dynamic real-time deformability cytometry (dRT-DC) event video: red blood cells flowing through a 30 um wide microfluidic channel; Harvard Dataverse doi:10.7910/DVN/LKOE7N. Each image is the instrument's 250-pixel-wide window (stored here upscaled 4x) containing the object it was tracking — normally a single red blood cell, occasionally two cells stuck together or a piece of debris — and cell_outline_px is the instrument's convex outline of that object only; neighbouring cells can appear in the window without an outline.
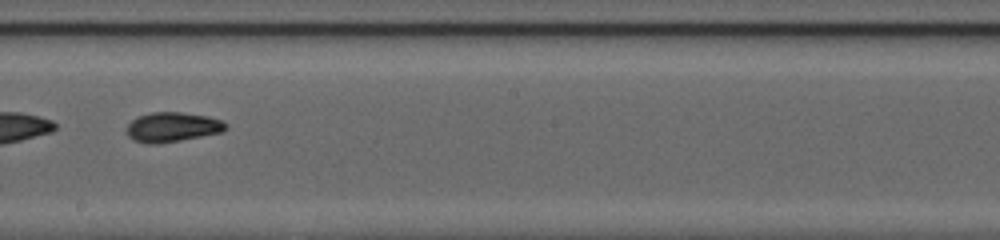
{"species": "common noctule bat (a hibernating species)", "species_latin": "Nyctalus noctula", "temperature_condition": "cold", "stored_images_in_passage": 52, "segment_of_instrument_passage": [2, 2], "camera_frame_rate_fps": 3000, "um_per_image_px": 0.085, "animal": {"sex": "female", "body_mass_g": 20.0, "forearm_length_mm": 54.0}, "frame": {"image": 1, "passage_image": 33, "time_ms": 10.667, "image_size_px": [1000, 240], "cell_outline_px": [[228, 128], [224, 132], [180, 140], [156, 144], [148, 144], [132, 140], [128, 136], [124, 128], [136, 116], [152, 112], [180, 112], [208, 116], [224, 120], [228, 124]], "centroid_in_image_um": [14.65, 10.8], "position_along_channel_um": 233.5, "area_um2": 17.51}}
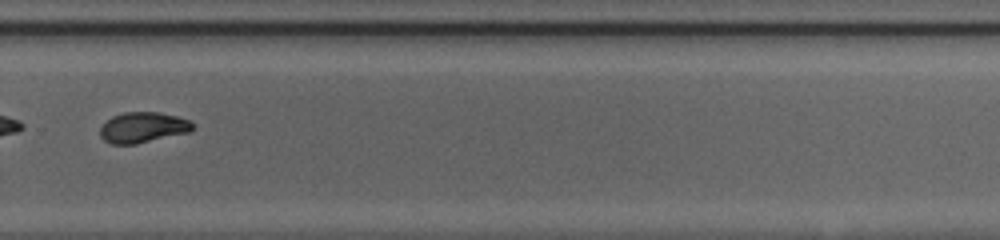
{"frame": {"image": 2, "passage_image": 39, "time_ms": 12.667, "image_size_px": [1000, 240], "cell_outline_px": [[196, 124], [192, 132], [136, 144], [112, 144], [104, 140], [100, 136], [100, 128], [112, 116], [124, 112], [160, 112], [176, 116], [188, 120]], "centroid_in_image_um": [12.19, 10.84], "position_along_channel_um": 317.6, "area_um2": 16.65}}